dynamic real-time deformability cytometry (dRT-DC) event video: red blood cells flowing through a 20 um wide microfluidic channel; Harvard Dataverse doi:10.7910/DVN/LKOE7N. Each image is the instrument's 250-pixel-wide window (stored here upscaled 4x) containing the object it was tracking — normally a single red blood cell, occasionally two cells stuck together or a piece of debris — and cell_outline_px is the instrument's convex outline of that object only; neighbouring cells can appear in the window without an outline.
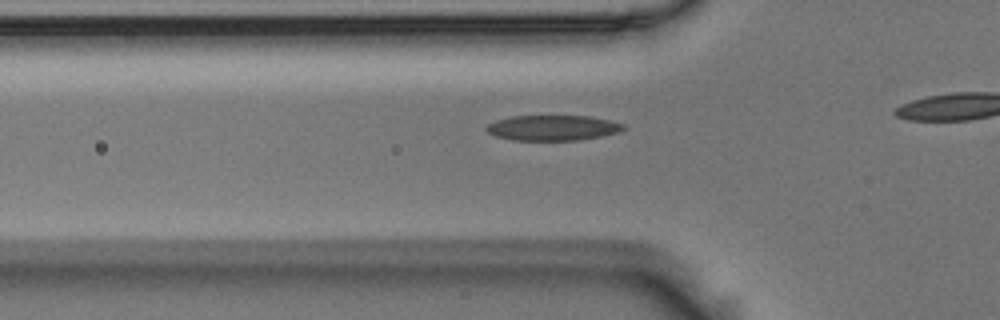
{"species": "Egyptian fruit bat (a non-hibernating species)", "species_latin": "Rousettus aegyptiacus", "temperature_condition": "room temperature", "stored_images_in_passage": 35, "camera_frame_rate_fps": 3000, "um_per_image_px": 0.085, "animal": {"sex": "male"}, "frame": {"image": 1, "passage_image": 10, "time_ms": 3.0, "image_size_px": [1000, 320], "cell_outline_px": [[628, 128], [620, 132], [580, 140], [512, 140], [496, 136], [488, 132], [484, 128], [488, 124], [496, 120], [512, 116], [588, 116], [608, 120], [624, 124]], "centroid_in_image_um": [46.99, 10.87], "position_along_channel_um": 78.8, "area_um2": 20.23}}
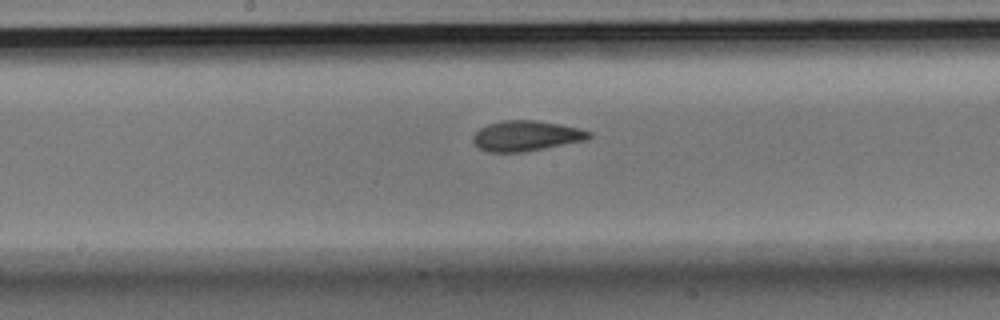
{"frame": {"image": 2, "passage_image": 20, "time_ms": 6.333, "image_size_px": [1000, 320], "cell_outline_px": [[592, 136], [588, 140], [524, 152], [488, 152], [480, 148], [472, 140], [472, 136], [480, 128], [488, 124], [500, 120], [536, 120], [560, 124], [580, 128], [592, 132]], "centroid_in_image_um": [44.76, 11.54], "position_along_channel_um": 203.4, "area_um2": 20.69}}
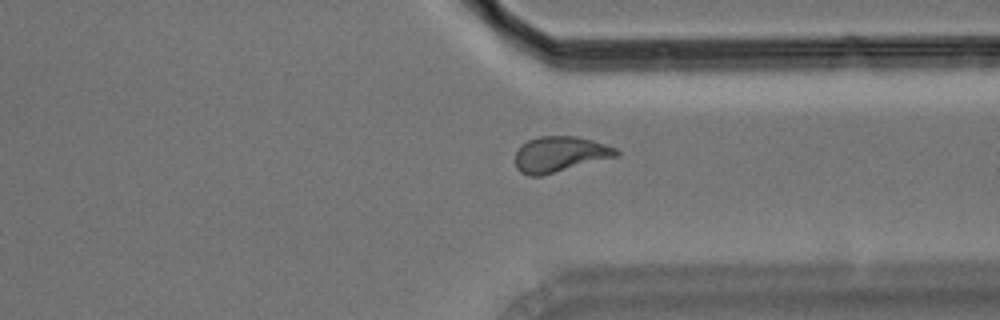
{"frame": {"image": 3, "passage_image": 33, "time_ms": 10.667, "image_size_px": [1000, 320], "cell_outline_px": [[620, 152], [616, 156], [540, 176], [528, 176], [520, 172], [516, 168], [516, 152], [520, 144], [528, 140], [540, 136], [576, 136], [592, 140], [616, 148]], "centroid_in_image_um": [47.54, 13.1], "position_along_channel_um": 363.9, "area_um2": 20.75}}